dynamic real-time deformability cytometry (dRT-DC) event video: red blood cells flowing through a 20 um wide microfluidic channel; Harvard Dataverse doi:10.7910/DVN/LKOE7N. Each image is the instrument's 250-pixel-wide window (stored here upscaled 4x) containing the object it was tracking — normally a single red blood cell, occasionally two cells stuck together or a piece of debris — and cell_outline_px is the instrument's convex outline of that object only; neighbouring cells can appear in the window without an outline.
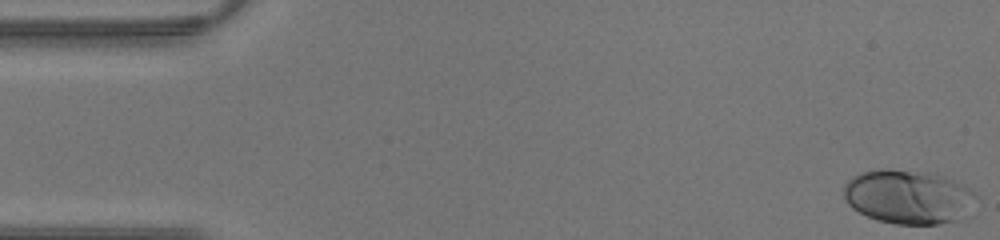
{"species": "human", "species_latin": "Homo sapiens", "temperature_condition": "warm", "stored_images_in_passage": 35, "camera_frame_rate_fps": 3000, "um_per_image_px": 0.085, "donor": {"sex": "male"}, "frame": {"image": 1, "passage_image": 1, "time_ms": 0.0, "image_size_px": [1000, 240], "cell_outline_px": [[980, 200], [964, 220], [940, 224], [896, 224], [880, 220], [868, 216], [852, 208], [844, 200], [844, 184], [852, 176], [860, 172], [880, 168], [884, 168], [936, 172], [964, 184], [980, 196]], "centroid_in_image_um": [77.31, 16.72], "position_along_channel_um": 7.7, "area_um2": 43.12}}
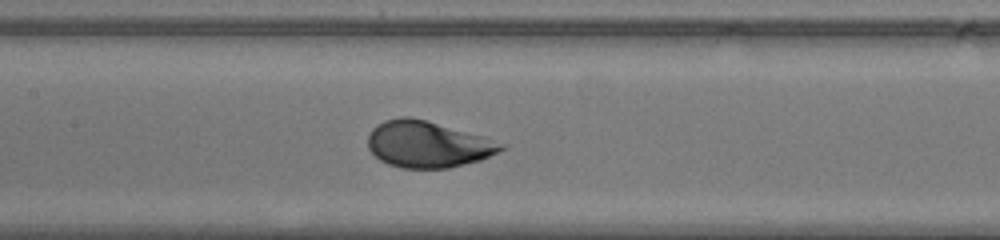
{"frame": {"image": 2, "passage_image": 20, "time_ms": 6.333, "image_size_px": [1000, 240], "cell_outline_px": [[508, 144], [504, 148], [480, 160], [448, 168], [400, 168], [388, 164], [380, 160], [368, 148], [368, 136], [372, 128], [384, 120], [400, 116], [408, 116], [428, 120], [484, 136]], "centroid_in_image_um": [36.35, 12.25], "position_along_channel_um": 171.0, "area_um2": 36.18}}
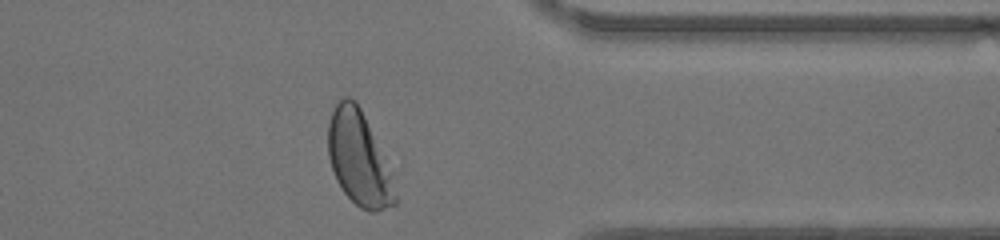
{"frame": {"image": 3, "passage_image": 34, "time_ms": 11.0, "image_size_px": [1000, 240], "cell_outline_px": [[396, 204], [376, 212], [368, 212], [360, 208], [344, 192], [336, 180], [328, 156], [328, 124], [332, 112], [336, 104], [344, 96], [348, 96], [356, 100], [364, 116], [388, 172], [396, 196]], "centroid_in_image_um": [30.43, 13.49], "position_along_channel_um": 381.0, "area_um2": 35.43}}